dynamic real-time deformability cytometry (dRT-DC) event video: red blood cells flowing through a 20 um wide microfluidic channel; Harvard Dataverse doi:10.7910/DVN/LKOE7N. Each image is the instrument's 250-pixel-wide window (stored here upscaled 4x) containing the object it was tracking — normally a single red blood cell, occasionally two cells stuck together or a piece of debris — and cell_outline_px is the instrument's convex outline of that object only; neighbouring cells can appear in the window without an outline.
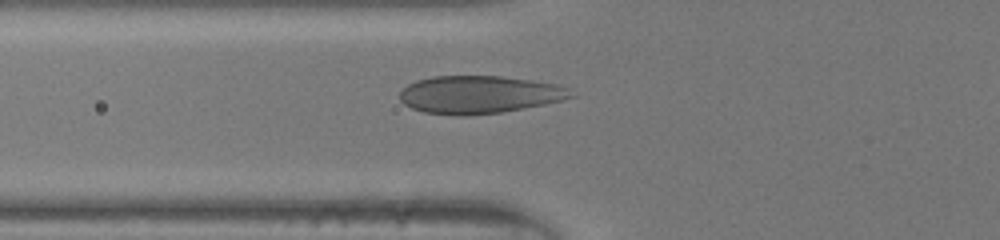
{"species": "human", "species_latin": "Homo sapiens", "temperature_condition": "room temperature", "stored_images_in_passage": 37, "camera_frame_rate_fps": 3000, "um_per_image_px": 0.085, "donor": {"sex": "male"}, "frame": {"image": 1, "passage_image": 9, "time_ms": 2.667, "image_size_px": [1000, 240], "cell_outline_px": [[576, 96], [564, 100], [504, 112], [464, 116], [456, 116], [424, 112], [412, 108], [404, 104], [400, 100], [400, 92], [408, 84], [416, 80], [432, 76], [500, 76], [532, 80], [556, 84], [568, 88]], "centroid_in_image_um": [40.74, 8.04], "position_along_channel_um": 85.1, "area_um2": 37.86}}
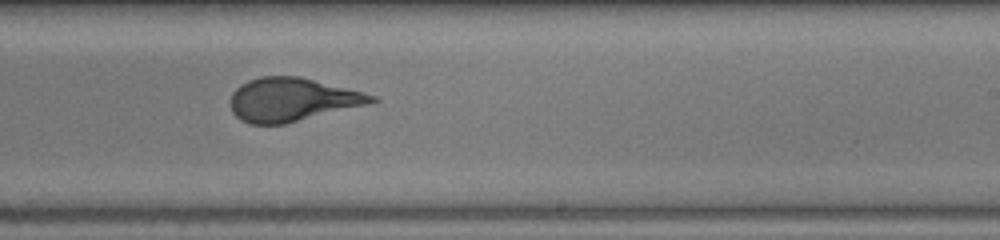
{"frame": {"image": 2, "passage_image": 21, "time_ms": 6.667, "image_size_px": [1000, 240], "cell_outline_px": [[380, 100], [368, 104], [284, 124], [248, 124], [240, 120], [232, 112], [228, 104], [232, 92], [240, 84], [248, 80], [260, 76], [300, 76], [364, 92], [376, 96]], "centroid_in_image_um": [24.78, 8.46], "position_along_channel_um": 264.2, "area_um2": 35.95}}
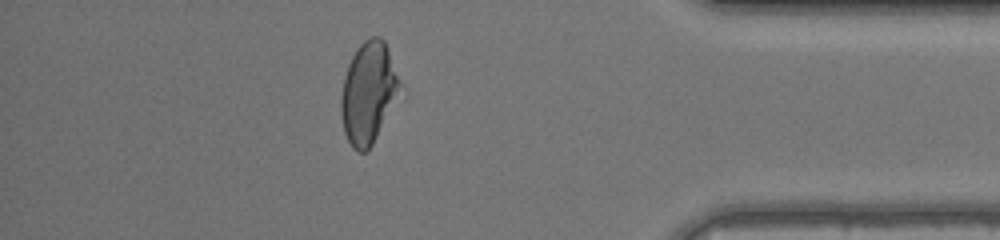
{"frame": {"image": 3, "passage_image": 32, "time_ms": 10.333, "image_size_px": [1000, 240], "cell_outline_px": [[408, 92], [404, 100], [368, 152], [360, 152], [352, 148], [344, 132], [340, 112], [340, 96], [344, 76], [348, 64], [356, 48], [364, 40], [372, 36], [380, 36], [384, 40], [388, 48]], "centroid_in_image_um": [31.45, 7.94], "position_along_channel_um": 403.7, "area_um2": 37.57}}